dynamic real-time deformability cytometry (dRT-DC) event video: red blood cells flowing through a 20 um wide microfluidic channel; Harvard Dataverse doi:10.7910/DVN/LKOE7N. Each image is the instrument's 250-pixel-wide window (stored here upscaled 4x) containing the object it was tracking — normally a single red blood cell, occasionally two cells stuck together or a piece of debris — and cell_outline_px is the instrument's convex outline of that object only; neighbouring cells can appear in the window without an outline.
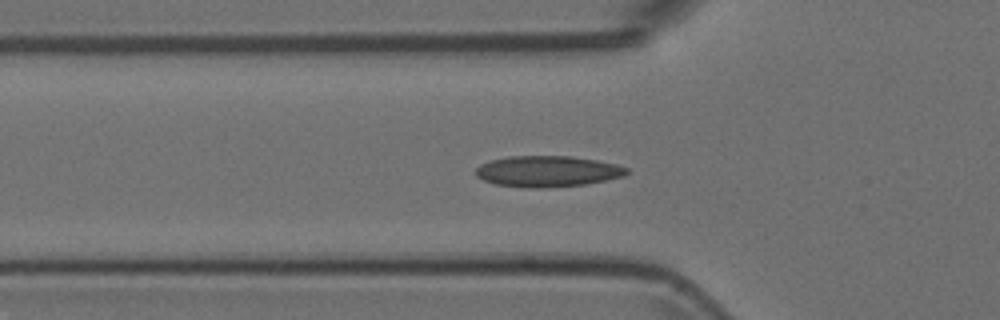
{"species": "Egyptian fruit bat (a non-hibernating species)", "species_latin": "Rousettus aegyptiacus", "temperature_condition": "room temperature", "stored_images_in_passage": 41, "camera_frame_rate_fps": 3000, "um_per_image_px": 0.085, "animal": {"sex": "female"}, "frame": {"image": 1, "passage_image": 4, "time_ms": 1.0, "image_size_px": [1000, 320], "cell_outline_px": [[628, 172], [624, 176], [584, 184], [540, 188], [532, 188], [496, 184], [484, 180], [476, 176], [476, 168], [480, 164], [492, 160], [508, 156], [572, 156], [596, 160], [616, 164], [628, 168]], "centroid_in_image_um": [46.53, 14.55], "position_along_channel_um": 79.3, "area_um2": 27.05}}
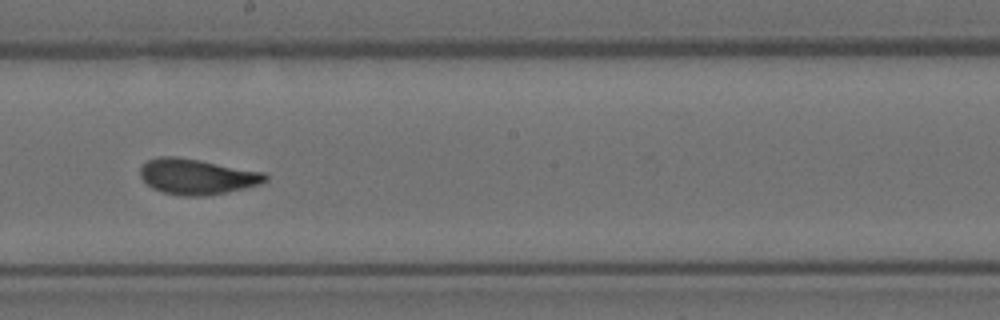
{"frame": {"image": 2, "passage_image": 16, "time_ms": 5.0, "image_size_px": [1000, 320], "cell_outline_px": [[268, 180], [260, 184], [244, 188], [208, 196], [184, 196], [164, 192], [152, 188], [140, 176], [140, 168], [148, 160], [160, 156], [176, 156], [264, 172], [268, 176]], "centroid_in_image_um": [16.75, 15.01], "position_along_channel_um": 231.5, "area_um2": 25.72}}
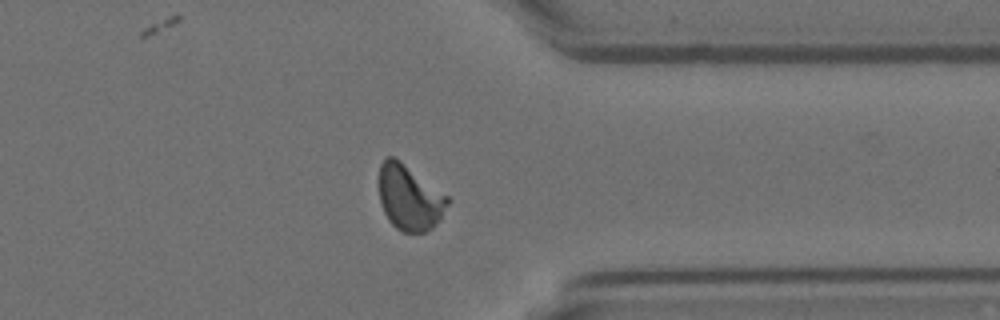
{"frame": {"image": 3, "passage_image": 28, "time_ms": 9.0, "image_size_px": [1000, 320], "cell_outline_px": [[452, 200], [440, 220], [432, 228], [424, 232], [400, 232], [388, 220], [384, 212], [380, 200], [380, 164], [388, 156], [392, 156], [400, 160], [448, 196]], "centroid_in_image_um": [34.84, 16.82], "position_along_channel_um": 376.6, "area_um2": 26.13}}